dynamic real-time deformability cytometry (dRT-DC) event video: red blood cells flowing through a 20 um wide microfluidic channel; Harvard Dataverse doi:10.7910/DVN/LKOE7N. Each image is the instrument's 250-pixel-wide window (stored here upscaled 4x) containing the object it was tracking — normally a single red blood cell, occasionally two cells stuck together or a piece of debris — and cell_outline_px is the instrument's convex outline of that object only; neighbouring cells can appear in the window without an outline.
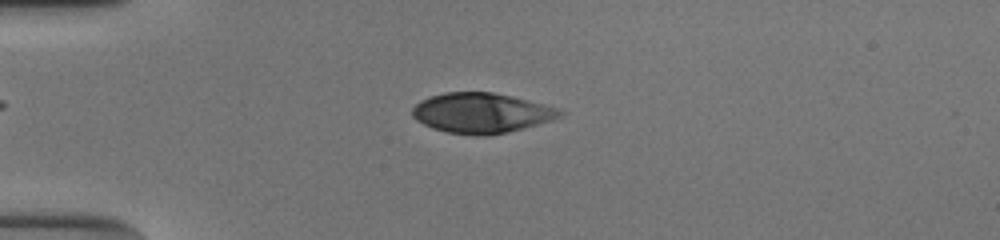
{"species": "human", "species_latin": "Homo sapiens", "temperature_condition": "cold", "stored_images_in_passage": 53, "camera_frame_rate_fps": 3000, "um_per_image_px": 0.085, "donor": {"sex": "male"}, "frame": {"image": 1, "passage_image": 14, "time_ms": 4.333, "image_size_px": [1000, 240], "cell_outline_px": [[564, 112], [560, 116], [552, 120], [508, 132], [488, 136], [476, 136], [448, 132], [432, 128], [416, 120], [412, 116], [412, 108], [420, 100], [428, 96], [444, 92], [492, 92], [512, 96], [560, 108]], "centroid_in_image_um": [40.9, 9.6], "position_along_channel_um": 44.1, "area_um2": 34.62}}
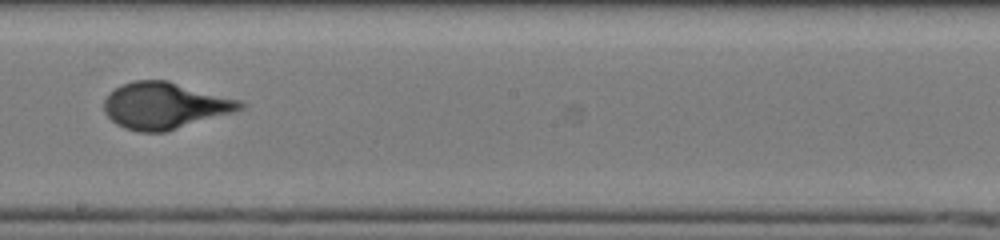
{"frame": {"image": 2, "passage_image": 31, "time_ms": 10.0, "image_size_px": [1000, 240], "cell_outline_px": [[244, 108], [232, 112], [164, 132], [140, 132], [124, 128], [116, 124], [104, 112], [104, 100], [108, 92], [120, 84], [136, 80], [168, 80], [240, 100], [244, 104]], "centroid_in_image_um": [13.95, 8.96], "position_along_channel_um": 234.3, "area_um2": 36.76}}
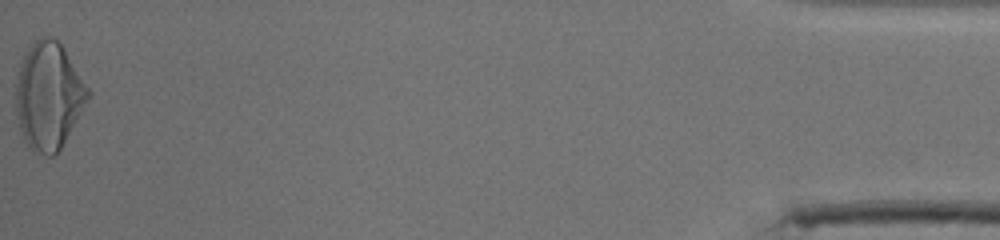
{"frame": {"image": 3, "passage_image": 53, "time_ms": 17.333, "image_size_px": [1000, 240], "cell_outline_px": [[92, 96], [60, 148], [52, 156], [48, 156], [32, 152], [24, 140], [20, 132], [16, 112], [16, 84], [20, 64], [28, 48], [40, 36], [52, 36], [64, 48], [92, 92]], "centroid_in_image_um": [4.15, 8.16], "position_along_channel_um": 431.1, "area_um2": 45.26}}